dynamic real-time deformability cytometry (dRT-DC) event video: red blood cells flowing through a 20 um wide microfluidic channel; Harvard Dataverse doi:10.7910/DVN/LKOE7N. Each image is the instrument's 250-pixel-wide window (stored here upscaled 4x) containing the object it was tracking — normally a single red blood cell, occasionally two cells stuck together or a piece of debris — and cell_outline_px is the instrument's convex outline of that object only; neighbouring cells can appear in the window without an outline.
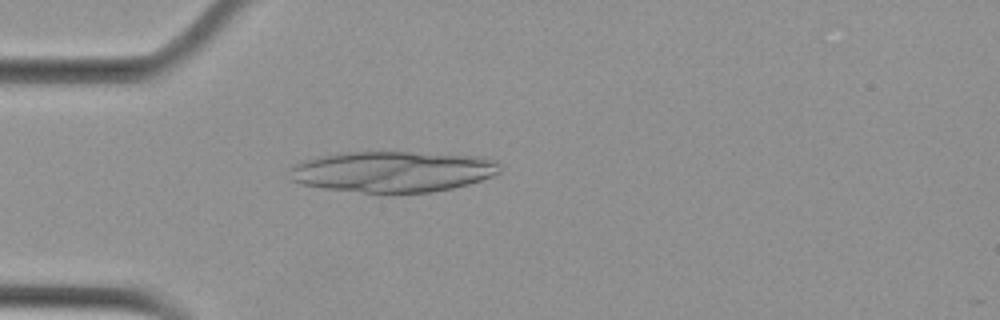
{"species": "Egyptian fruit bat (a non-hibernating species)", "species_latin": "Rousettus aegyptiacus", "temperature_condition": "cold", "stored_images_in_passage": 47, "camera_frame_rate_fps": 3000, "um_per_image_px": 0.085, "animal": {"sex": "female"}, "frame": {"image": 1, "passage_image": 9, "time_ms": 2.667, "image_size_px": [1000, 320], "cell_outline_px": [[500, 172], [492, 176], [468, 184], [452, 188], [432, 192], [364, 192], [324, 188], [300, 184], [292, 180], [288, 168], [292, 164], [304, 160], [320, 156], [344, 152], [408, 152], [476, 156], [492, 160], [500, 164]], "centroid_in_image_um": [33.33, 14.58], "position_along_channel_um": 51.7, "area_um2": 49.88}}
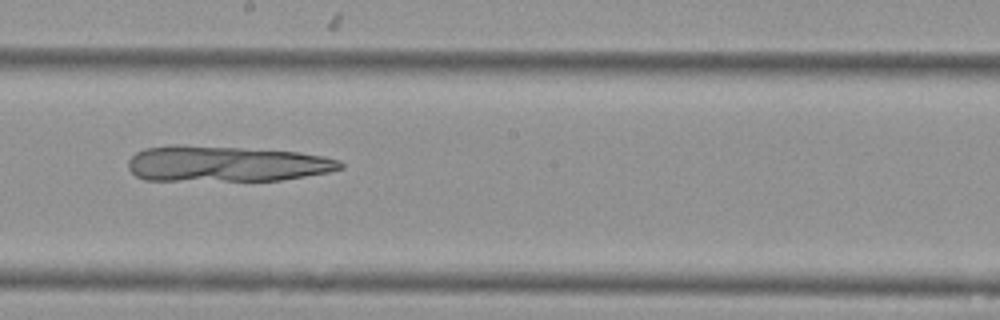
{"frame": {"image": 2, "passage_image": 24, "time_ms": 7.667, "image_size_px": [1000, 320], "cell_outline_px": [[344, 168], [328, 172], [280, 180], [144, 180], [136, 176], [128, 168], [128, 160], [136, 152], [144, 148], [176, 144], [180, 144], [240, 148], [296, 152], [324, 156], [340, 160], [344, 164]], "centroid_in_image_um": [19.19, 13.92], "position_along_channel_um": 229.0, "area_um2": 44.1}}
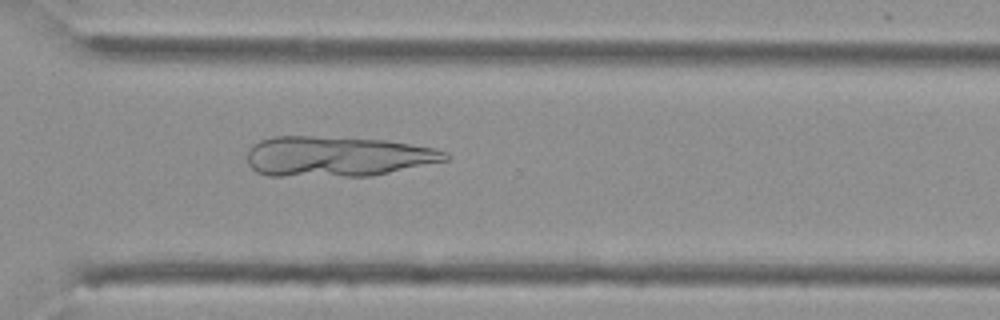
{"frame": {"image": 3, "passage_image": 33, "time_ms": 10.667, "image_size_px": [1000, 320], "cell_outline_px": [[452, 156], [448, 160], [372, 176], [268, 176], [256, 172], [248, 164], [248, 148], [252, 144], [260, 140], [272, 136], [312, 136], [384, 140], [432, 148], [448, 152]], "centroid_in_image_um": [28.63, 13.3], "position_along_channel_um": 342.0, "area_um2": 46.64}}